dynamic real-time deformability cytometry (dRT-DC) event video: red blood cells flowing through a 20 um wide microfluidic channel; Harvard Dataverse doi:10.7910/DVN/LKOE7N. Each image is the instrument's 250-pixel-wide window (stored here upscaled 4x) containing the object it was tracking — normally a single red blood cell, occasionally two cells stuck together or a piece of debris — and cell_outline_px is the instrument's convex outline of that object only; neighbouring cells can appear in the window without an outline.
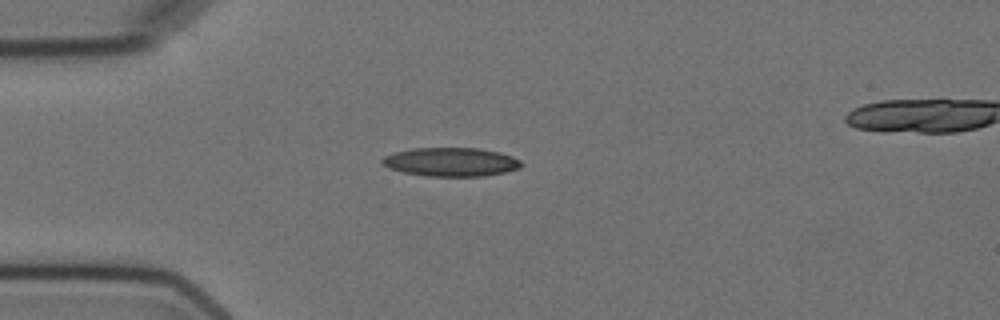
{"species": "Egyptian fruit bat (a non-hibernating species)", "species_latin": "Rousettus aegyptiacus", "temperature_condition": "cold", "stored_images_in_passage": 5, "camera_frame_rate_fps": 3000, "um_per_image_px": 0.085, "animal": {"sex": "female"}, "frame": {"image": 1, "passage_image": 4, "time_ms": 3.333, "image_size_px": [1000, 320], "cell_outline_px": [[524, 164], [520, 168], [504, 172], [484, 176], [428, 176], [404, 172], [388, 168], [380, 160], [384, 156], [396, 152], [412, 148], [480, 148], [500, 152], [512, 156], [520, 160]], "centroid_in_image_um": [38.36, 13.76], "position_along_channel_um": 46.6, "area_um2": 23.29}}